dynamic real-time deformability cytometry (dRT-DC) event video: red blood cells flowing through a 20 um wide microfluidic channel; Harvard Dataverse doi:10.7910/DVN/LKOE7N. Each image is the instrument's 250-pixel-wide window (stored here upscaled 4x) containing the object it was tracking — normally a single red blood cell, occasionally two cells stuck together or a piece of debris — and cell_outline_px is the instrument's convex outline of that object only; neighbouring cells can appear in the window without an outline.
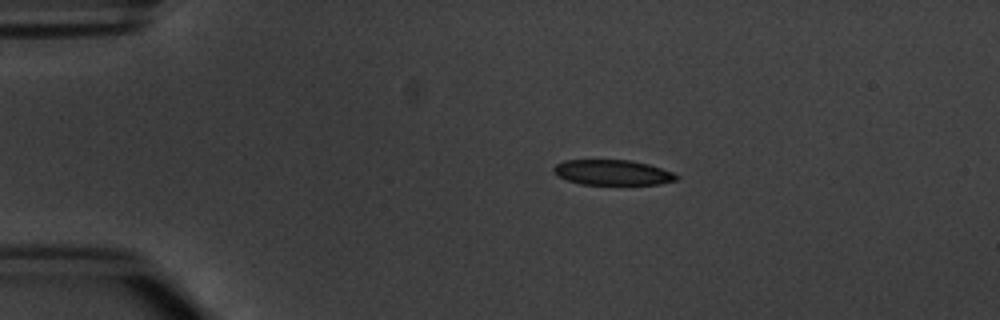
{"species": "common noctule bat (a hibernating species)", "species_latin": "Nyctalus noctula", "temperature_condition": "warm", "stored_images_in_passage": 2, "camera_frame_rate_fps": 3000, "um_per_image_px": 0.085, "animal": {"sex": "male", "body_mass_g": 20.1, "forearm_length_mm": 53.5}, "frame": {"image": 1, "passage_image": 2, "time_ms": 1.333, "image_size_px": [1000, 320], "cell_outline_px": [[680, 180], [660, 184], [580, 184], [556, 176], [552, 172], [552, 168], [556, 164], [564, 160], [628, 160], [648, 164], [672, 172], [680, 176]], "centroid_in_image_um": [52.06, 14.66], "position_along_channel_um": 32.9, "area_um2": 18.15}}